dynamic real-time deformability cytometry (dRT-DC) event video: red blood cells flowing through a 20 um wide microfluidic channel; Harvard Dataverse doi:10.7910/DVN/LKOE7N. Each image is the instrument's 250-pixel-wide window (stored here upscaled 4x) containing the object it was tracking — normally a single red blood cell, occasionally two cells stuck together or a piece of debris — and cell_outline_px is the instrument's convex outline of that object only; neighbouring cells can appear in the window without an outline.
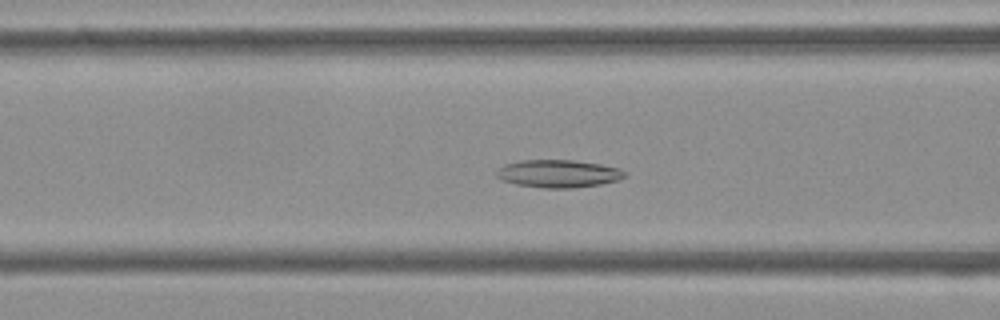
{"species": "Egyptian fruit bat (a non-hibernating species)", "species_latin": "Rousettus aegyptiacus", "temperature_condition": "cold", "stored_images_in_passage": 42, "camera_frame_rate_fps": 3000, "um_per_image_px": 0.085, "frame": {"image": 1, "passage_image": 9, "time_ms": 2.667, "image_size_px": [1000, 320], "cell_outline_px": [[628, 176], [616, 180], [600, 184], [572, 188], [544, 188], [516, 184], [500, 180], [496, 176], [496, 172], [504, 164], [520, 160], [576, 160], [600, 164], [620, 168], [628, 172]], "centroid_in_image_um": [47.47, 14.75], "position_along_channel_um": 119.1, "area_um2": 20.87}}
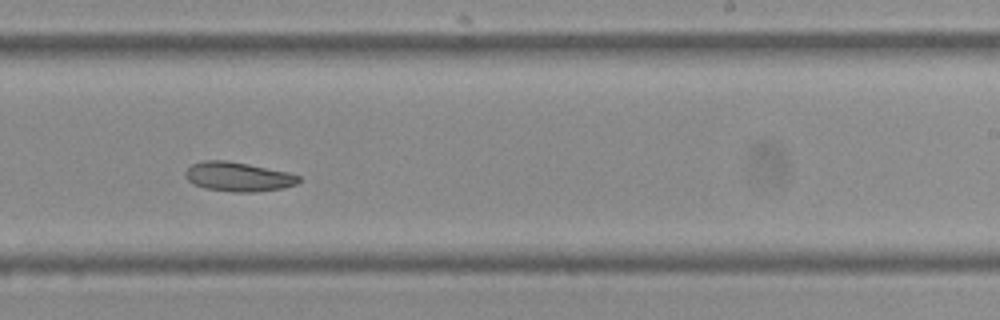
{"frame": {"image": 2, "passage_image": 21, "time_ms": 6.667, "image_size_px": [1000, 320], "cell_outline_px": [[300, 180], [296, 184], [280, 188], [252, 192], [232, 192], [204, 188], [192, 184], [188, 180], [184, 172], [192, 164], [204, 160], [228, 160], [288, 172], [300, 176]], "centroid_in_image_um": [20.21, 15.02], "position_along_channel_um": 268.8, "area_um2": 19.31}}
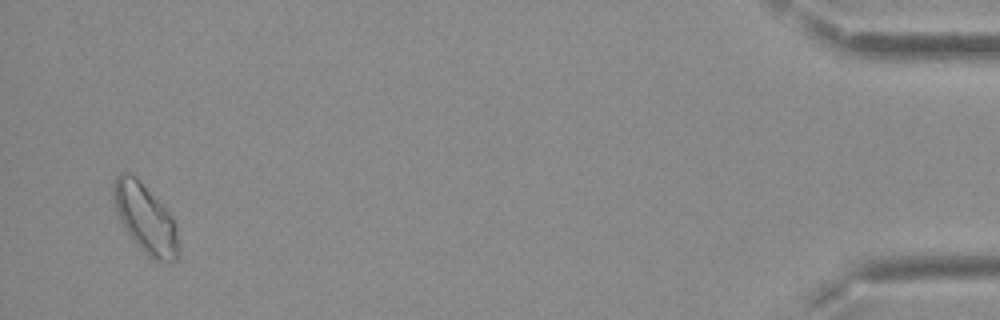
{"frame": {"image": 3, "passage_image": 40, "time_ms": 13.0, "image_size_px": [1000, 320], "cell_outline_px": [[180, 256], [176, 260], [168, 264], [156, 260], [148, 256], [132, 240], [116, 208], [112, 192], [112, 184], [116, 176], [120, 172], [128, 172], [136, 176], [172, 216], [176, 228], [180, 248]], "centroid_in_image_um": [12.39, 18.6], "position_along_channel_um": 422.8, "area_um2": 26.07}, "authors_computed_cell_mechanics": {"area_um2": 20.3745, "velocity_mm_per_s": 3.7415, "shape_relaxation_time_tau1_ms": null, "shape_relaxation_time_tau2_ms": 7.3297, "deformation_change_tau1": null, "deformation_change_tau2": 0.122}}